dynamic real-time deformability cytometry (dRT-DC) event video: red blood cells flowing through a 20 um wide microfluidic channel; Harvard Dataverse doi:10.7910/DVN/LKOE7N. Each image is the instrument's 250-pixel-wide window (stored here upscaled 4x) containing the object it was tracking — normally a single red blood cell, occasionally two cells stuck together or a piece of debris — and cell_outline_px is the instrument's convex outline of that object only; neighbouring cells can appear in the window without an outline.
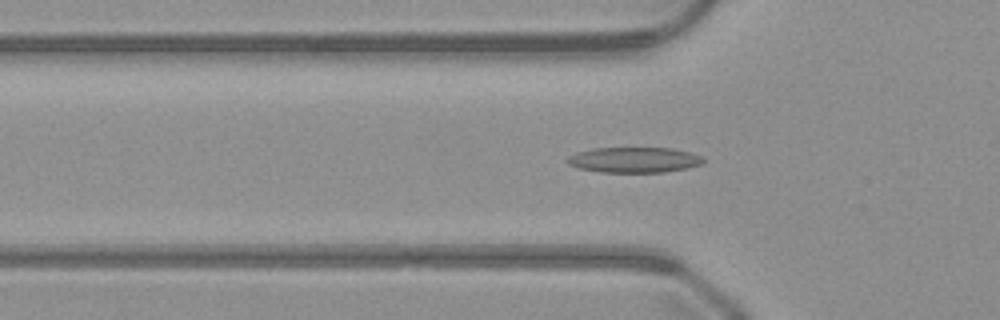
{"species": "common noctule bat (a hibernating species)", "species_latin": "Nyctalus noctula", "temperature_condition": "warm", "stored_images_in_passage": 36, "camera_frame_rate_fps": 3000, "um_per_image_px": 0.085, "animal": {"sex": "male", "body_mass_g": 23.1, "forearm_length_mm": 52.7}, "frame": {"image": 1, "passage_image": 2, "time_ms": 0.333, "image_size_px": [1000, 320], "cell_outline_px": [[704, 164], [664, 172], [600, 172], [580, 168], [568, 164], [564, 160], [568, 156], [576, 152], [592, 148], [672, 148], [688, 152], [700, 156], [704, 160]], "centroid_in_image_um": [53.85, 13.58], "position_along_channel_um": 72.0, "area_um2": 20.11}}
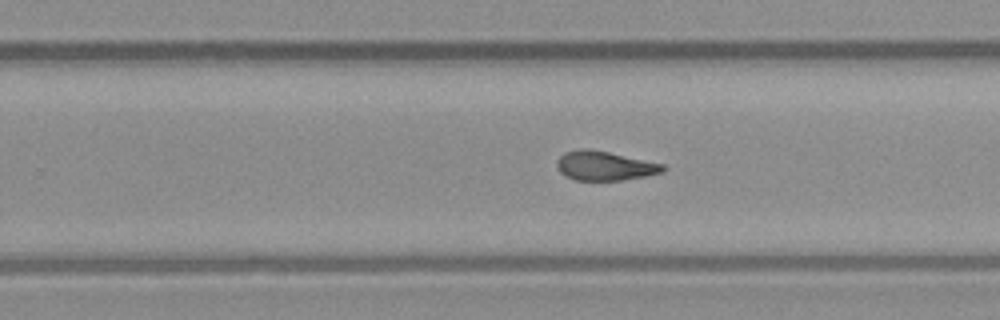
{"frame": {"image": 2, "passage_image": 17, "time_ms": 5.333, "image_size_px": [1000, 320], "cell_outline_px": [[664, 172], [644, 176], [620, 180], [576, 180], [564, 176], [560, 172], [556, 164], [556, 160], [564, 152], [580, 148], [588, 148], [608, 152], [664, 164]], "centroid_in_image_um": [51.35, 14.08], "position_along_channel_um": 278.5, "area_um2": 18.03}}
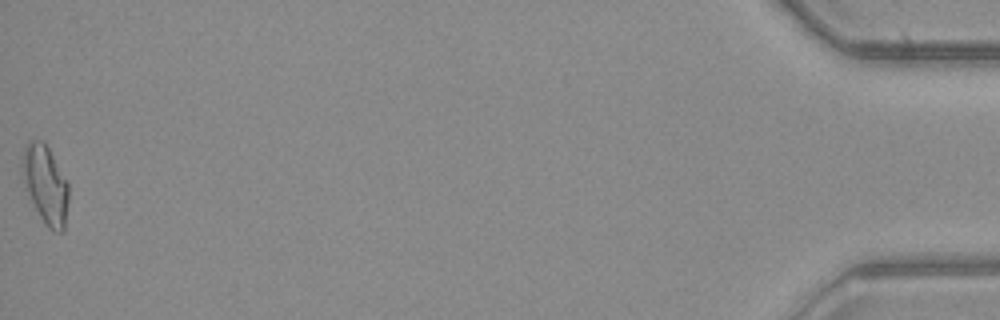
{"frame": {"image": 3, "passage_image": 36, "time_ms": 11.667, "image_size_px": [1000, 320], "cell_outline_px": [[68, 200], [64, 232], [52, 232], [44, 224], [28, 192], [20, 172], [24, 148], [28, 140], [44, 140], [68, 184]], "centroid_in_image_um": [3.86, 15.69], "position_along_channel_um": 431.3, "area_um2": 21.04}}